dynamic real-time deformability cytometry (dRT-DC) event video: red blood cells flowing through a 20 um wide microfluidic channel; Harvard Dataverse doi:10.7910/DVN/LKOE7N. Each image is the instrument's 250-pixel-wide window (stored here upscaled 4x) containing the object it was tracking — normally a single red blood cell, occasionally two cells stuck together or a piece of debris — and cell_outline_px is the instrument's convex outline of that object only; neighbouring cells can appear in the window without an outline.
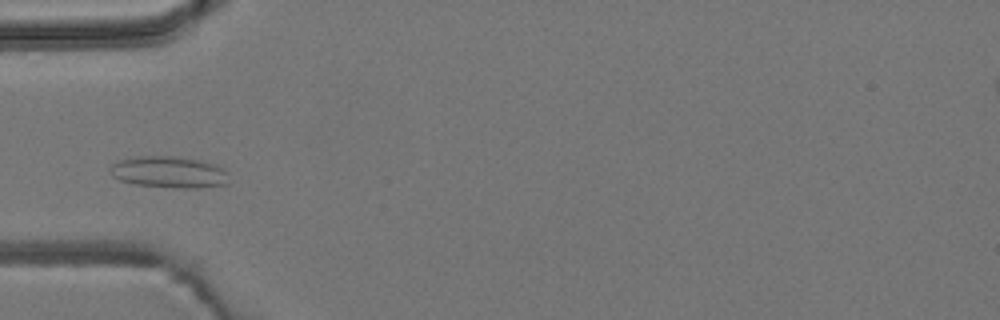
{"species": "common noctule bat (a hibernating species)", "species_latin": "Nyctalus noctula", "temperature_condition": "room temperature", "stored_images_in_passage": 3, "camera_frame_rate_fps": 3000, "um_per_image_px": 0.085, "animal": {"sex": "male", "body_mass_g": 19.2, "forearm_length_mm": 51.8}, "frame": {"image": 1, "passage_image": 3, "time_ms": 3.0, "image_size_px": [1000, 320], "cell_outline_px": [[228, 184], [196, 188], [176, 188], [136, 184], [120, 180], [112, 176], [108, 168], [112, 164], [120, 160], [136, 156], [172, 156], [200, 160], [216, 164], [224, 168]], "centroid_in_image_um": [14.35, 14.62], "position_along_channel_um": 70.7, "area_um2": 21.85}}